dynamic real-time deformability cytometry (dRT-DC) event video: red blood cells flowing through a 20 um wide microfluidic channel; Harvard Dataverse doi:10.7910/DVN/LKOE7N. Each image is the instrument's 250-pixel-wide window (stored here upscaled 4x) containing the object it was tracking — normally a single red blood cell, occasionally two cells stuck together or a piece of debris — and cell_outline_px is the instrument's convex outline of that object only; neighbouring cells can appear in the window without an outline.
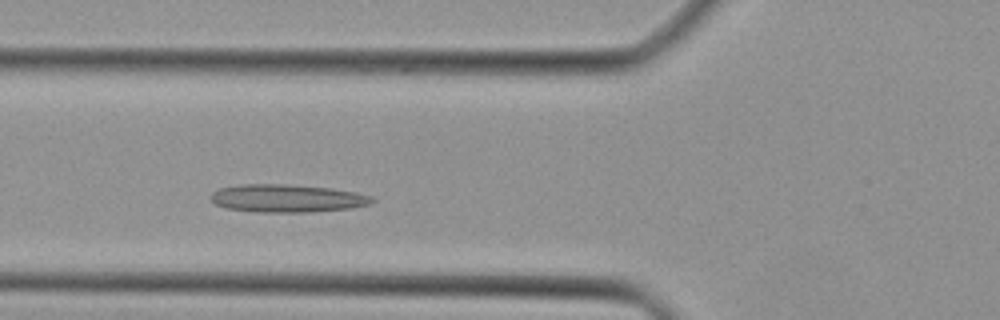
{"species": "Egyptian fruit bat (a non-hibernating species)", "species_latin": "Rousettus aegyptiacus", "temperature_condition": "cold", "stored_images_in_passage": 36, "camera_frame_rate_fps": 3000, "um_per_image_px": 0.085, "animal": {"sex": "female"}, "frame": {"image": 1, "passage_image": 8, "time_ms": 2.333, "image_size_px": [1000, 320], "cell_outline_px": [[376, 200], [372, 204], [352, 208], [312, 212], [256, 212], [228, 208], [216, 204], [212, 200], [212, 192], [220, 188], [240, 184], [284, 184], [328, 188], [352, 192], [372, 196]], "centroid_in_image_um": [24.43, 16.86], "position_along_channel_um": 101.4, "area_um2": 26.07}}
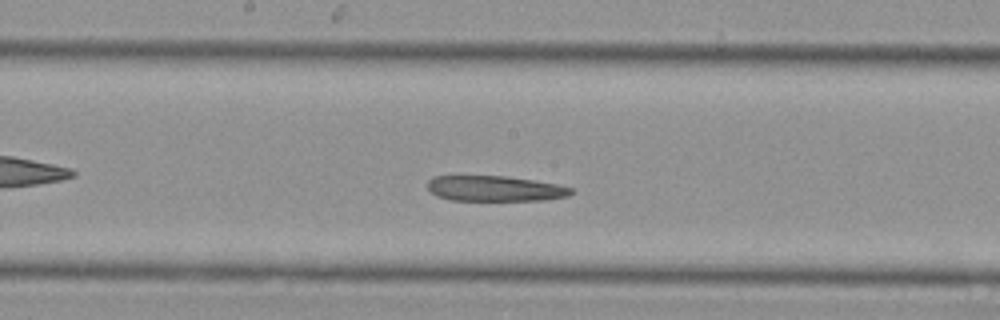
{"frame": {"image": 2, "passage_image": 15, "time_ms": 4.667, "image_size_px": [1000, 320], "cell_outline_px": [[576, 192], [568, 196], [544, 200], [452, 200], [436, 196], [428, 188], [428, 180], [432, 176], [504, 176], [532, 180], [556, 184], [572, 188]], "centroid_in_image_um": [42.07, 16.03], "position_along_channel_um": 206.1, "area_um2": 21.21}}
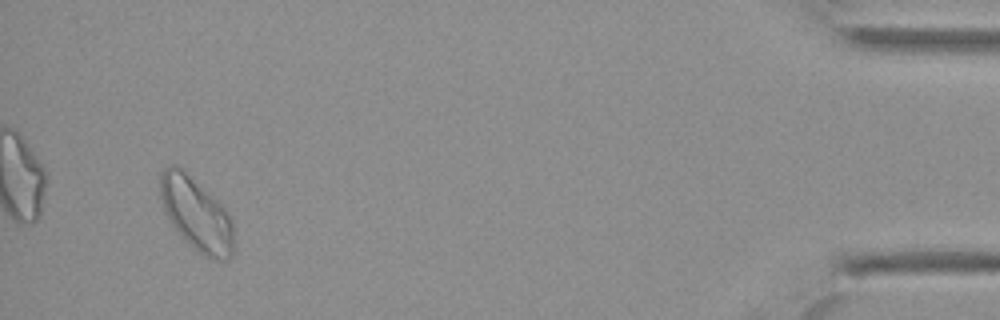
{"frame": {"image": 3, "passage_image": 34, "time_ms": 11.0, "image_size_px": [1000, 320], "cell_outline_px": [[232, 256], [228, 260], [208, 260], [180, 236], [164, 212], [160, 196], [160, 172], [164, 168], [172, 164], [176, 164], [184, 168], [220, 200], [232, 220]], "centroid_in_image_um": [16.68, 18.15], "position_along_channel_um": 418.5, "area_um2": 32.08}}